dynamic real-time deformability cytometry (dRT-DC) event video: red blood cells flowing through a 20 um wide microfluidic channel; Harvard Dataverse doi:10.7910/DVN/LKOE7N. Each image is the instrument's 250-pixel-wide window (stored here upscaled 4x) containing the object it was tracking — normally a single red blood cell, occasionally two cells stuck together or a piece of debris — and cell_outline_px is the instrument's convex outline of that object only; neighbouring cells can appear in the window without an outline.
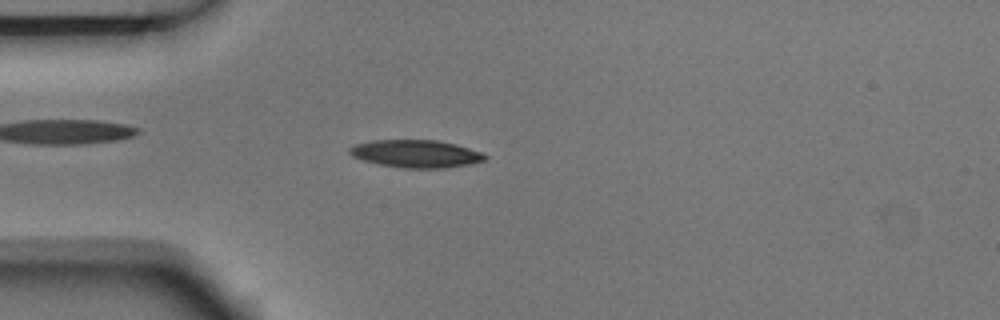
{"species": "Egyptian fruit bat (a non-hibernating species)", "species_latin": "Rousettus aegyptiacus", "temperature_condition": "room temperature", "stored_images_in_passage": 4, "camera_frame_rate_fps": 3000, "um_per_image_px": 0.085, "animal": {"sex": "male"}, "frame": {"image": 1, "passage_image": 3, "time_ms": 0.667, "image_size_px": [1000, 320], "cell_outline_px": [[488, 156], [484, 160], [468, 164], [448, 168], [400, 168], [380, 164], [364, 160], [352, 156], [348, 152], [348, 148], [356, 144], [372, 140], [436, 140], [456, 144], [480, 152]], "centroid_in_image_um": [35.33, 13.07], "position_along_channel_um": 49.7, "area_um2": 21.73}}